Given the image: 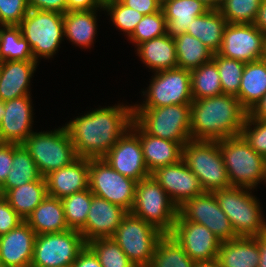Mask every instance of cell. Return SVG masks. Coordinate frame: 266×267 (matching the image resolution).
Instances as JSON below:
<instances>
[{
    "mask_svg": "<svg viewBox=\"0 0 266 267\" xmlns=\"http://www.w3.org/2000/svg\"><path fill=\"white\" fill-rule=\"evenodd\" d=\"M133 215L170 234L178 216V207L166 191L150 175L136 183L132 209Z\"/></svg>",
    "mask_w": 266,
    "mask_h": 267,
    "instance_id": "obj_7",
    "label": "cell"
},
{
    "mask_svg": "<svg viewBox=\"0 0 266 267\" xmlns=\"http://www.w3.org/2000/svg\"><path fill=\"white\" fill-rule=\"evenodd\" d=\"M24 221L6 200L0 204V236L7 234Z\"/></svg>",
    "mask_w": 266,
    "mask_h": 267,
    "instance_id": "obj_46",
    "label": "cell"
},
{
    "mask_svg": "<svg viewBox=\"0 0 266 267\" xmlns=\"http://www.w3.org/2000/svg\"><path fill=\"white\" fill-rule=\"evenodd\" d=\"M193 100L223 94L216 63L211 60L190 71Z\"/></svg>",
    "mask_w": 266,
    "mask_h": 267,
    "instance_id": "obj_36",
    "label": "cell"
},
{
    "mask_svg": "<svg viewBox=\"0 0 266 267\" xmlns=\"http://www.w3.org/2000/svg\"><path fill=\"white\" fill-rule=\"evenodd\" d=\"M71 267H102L98 257L86 245L85 248L78 254L77 259Z\"/></svg>",
    "mask_w": 266,
    "mask_h": 267,
    "instance_id": "obj_50",
    "label": "cell"
},
{
    "mask_svg": "<svg viewBox=\"0 0 266 267\" xmlns=\"http://www.w3.org/2000/svg\"><path fill=\"white\" fill-rule=\"evenodd\" d=\"M87 246L98 257L102 267H136L112 237L93 239Z\"/></svg>",
    "mask_w": 266,
    "mask_h": 267,
    "instance_id": "obj_39",
    "label": "cell"
},
{
    "mask_svg": "<svg viewBox=\"0 0 266 267\" xmlns=\"http://www.w3.org/2000/svg\"><path fill=\"white\" fill-rule=\"evenodd\" d=\"M48 195L45 177L12 188L5 193V200L24 220Z\"/></svg>",
    "mask_w": 266,
    "mask_h": 267,
    "instance_id": "obj_32",
    "label": "cell"
},
{
    "mask_svg": "<svg viewBox=\"0 0 266 267\" xmlns=\"http://www.w3.org/2000/svg\"><path fill=\"white\" fill-rule=\"evenodd\" d=\"M254 189L231 186L213 191L237 236L254 237L266 232V220Z\"/></svg>",
    "mask_w": 266,
    "mask_h": 267,
    "instance_id": "obj_3",
    "label": "cell"
},
{
    "mask_svg": "<svg viewBox=\"0 0 266 267\" xmlns=\"http://www.w3.org/2000/svg\"><path fill=\"white\" fill-rule=\"evenodd\" d=\"M190 104L133 107V120L149 135L185 145L191 140Z\"/></svg>",
    "mask_w": 266,
    "mask_h": 267,
    "instance_id": "obj_5",
    "label": "cell"
},
{
    "mask_svg": "<svg viewBox=\"0 0 266 267\" xmlns=\"http://www.w3.org/2000/svg\"><path fill=\"white\" fill-rule=\"evenodd\" d=\"M139 139L144 161L150 174L160 167L182 160L183 145L179 142L151 136L140 126Z\"/></svg>",
    "mask_w": 266,
    "mask_h": 267,
    "instance_id": "obj_24",
    "label": "cell"
},
{
    "mask_svg": "<svg viewBox=\"0 0 266 267\" xmlns=\"http://www.w3.org/2000/svg\"><path fill=\"white\" fill-rule=\"evenodd\" d=\"M249 114L256 119L266 120V94L263 98L254 106Z\"/></svg>",
    "mask_w": 266,
    "mask_h": 267,
    "instance_id": "obj_52",
    "label": "cell"
},
{
    "mask_svg": "<svg viewBox=\"0 0 266 267\" xmlns=\"http://www.w3.org/2000/svg\"><path fill=\"white\" fill-rule=\"evenodd\" d=\"M174 41L179 68L191 71L212 60L214 53L196 37L183 33Z\"/></svg>",
    "mask_w": 266,
    "mask_h": 267,
    "instance_id": "obj_34",
    "label": "cell"
},
{
    "mask_svg": "<svg viewBox=\"0 0 266 267\" xmlns=\"http://www.w3.org/2000/svg\"><path fill=\"white\" fill-rule=\"evenodd\" d=\"M5 201V192L0 187V204Z\"/></svg>",
    "mask_w": 266,
    "mask_h": 267,
    "instance_id": "obj_58",
    "label": "cell"
},
{
    "mask_svg": "<svg viewBox=\"0 0 266 267\" xmlns=\"http://www.w3.org/2000/svg\"><path fill=\"white\" fill-rule=\"evenodd\" d=\"M114 170L136 182L151 174L144 161L139 125L133 120L127 132L102 157Z\"/></svg>",
    "mask_w": 266,
    "mask_h": 267,
    "instance_id": "obj_15",
    "label": "cell"
},
{
    "mask_svg": "<svg viewBox=\"0 0 266 267\" xmlns=\"http://www.w3.org/2000/svg\"><path fill=\"white\" fill-rule=\"evenodd\" d=\"M227 176L231 186L255 189L266 179V159L256 153L241 136L220 140Z\"/></svg>",
    "mask_w": 266,
    "mask_h": 267,
    "instance_id": "obj_4",
    "label": "cell"
},
{
    "mask_svg": "<svg viewBox=\"0 0 266 267\" xmlns=\"http://www.w3.org/2000/svg\"><path fill=\"white\" fill-rule=\"evenodd\" d=\"M163 235L152 224L128 212L112 238L136 267H147Z\"/></svg>",
    "mask_w": 266,
    "mask_h": 267,
    "instance_id": "obj_10",
    "label": "cell"
},
{
    "mask_svg": "<svg viewBox=\"0 0 266 267\" xmlns=\"http://www.w3.org/2000/svg\"><path fill=\"white\" fill-rule=\"evenodd\" d=\"M48 195L62 199L89 188V158L78 157L70 165L45 176Z\"/></svg>",
    "mask_w": 266,
    "mask_h": 267,
    "instance_id": "obj_22",
    "label": "cell"
},
{
    "mask_svg": "<svg viewBox=\"0 0 266 267\" xmlns=\"http://www.w3.org/2000/svg\"><path fill=\"white\" fill-rule=\"evenodd\" d=\"M195 262L217 259L221 241L206 226L188 220H176L170 233Z\"/></svg>",
    "mask_w": 266,
    "mask_h": 267,
    "instance_id": "obj_17",
    "label": "cell"
},
{
    "mask_svg": "<svg viewBox=\"0 0 266 267\" xmlns=\"http://www.w3.org/2000/svg\"><path fill=\"white\" fill-rule=\"evenodd\" d=\"M127 213L122 207L92 194L86 224L80 231L84 241L112 237Z\"/></svg>",
    "mask_w": 266,
    "mask_h": 267,
    "instance_id": "obj_20",
    "label": "cell"
},
{
    "mask_svg": "<svg viewBox=\"0 0 266 267\" xmlns=\"http://www.w3.org/2000/svg\"><path fill=\"white\" fill-rule=\"evenodd\" d=\"M167 21L162 9L158 12L144 15L128 38L136 46L148 40L166 34Z\"/></svg>",
    "mask_w": 266,
    "mask_h": 267,
    "instance_id": "obj_43",
    "label": "cell"
},
{
    "mask_svg": "<svg viewBox=\"0 0 266 267\" xmlns=\"http://www.w3.org/2000/svg\"><path fill=\"white\" fill-rule=\"evenodd\" d=\"M13 162V143L0 146V186L5 182Z\"/></svg>",
    "mask_w": 266,
    "mask_h": 267,
    "instance_id": "obj_48",
    "label": "cell"
},
{
    "mask_svg": "<svg viewBox=\"0 0 266 267\" xmlns=\"http://www.w3.org/2000/svg\"><path fill=\"white\" fill-rule=\"evenodd\" d=\"M42 177L70 165L78 158L65 126L49 132H33L23 143Z\"/></svg>",
    "mask_w": 266,
    "mask_h": 267,
    "instance_id": "obj_8",
    "label": "cell"
},
{
    "mask_svg": "<svg viewBox=\"0 0 266 267\" xmlns=\"http://www.w3.org/2000/svg\"><path fill=\"white\" fill-rule=\"evenodd\" d=\"M103 11L108 12L114 26L121 30L129 38L136 28V25L143 18V14L139 13L119 0H110L103 5Z\"/></svg>",
    "mask_w": 266,
    "mask_h": 267,
    "instance_id": "obj_42",
    "label": "cell"
},
{
    "mask_svg": "<svg viewBox=\"0 0 266 267\" xmlns=\"http://www.w3.org/2000/svg\"><path fill=\"white\" fill-rule=\"evenodd\" d=\"M133 122L132 105L100 107L65 124L76 155L102 158Z\"/></svg>",
    "mask_w": 266,
    "mask_h": 267,
    "instance_id": "obj_1",
    "label": "cell"
},
{
    "mask_svg": "<svg viewBox=\"0 0 266 267\" xmlns=\"http://www.w3.org/2000/svg\"><path fill=\"white\" fill-rule=\"evenodd\" d=\"M194 267H221L217 259L212 261L196 262Z\"/></svg>",
    "mask_w": 266,
    "mask_h": 267,
    "instance_id": "obj_56",
    "label": "cell"
},
{
    "mask_svg": "<svg viewBox=\"0 0 266 267\" xmlns=\"http://www.w3.org/2000/svg\"><path fill=\"white\" fill-rule=\"evenodd\" d=\"M254 25L266 35V0H263L262 2L257 17L254 21Z\"/></svg>",
    "mask_w": 266,
    "mask_h": 267,
    "instance_id": "obj_53",
    "label": "cell"
},
{
    "mask_svg": "<svg viewBox=\"0 0 266 267\" xmlns=\"http://www.w3.org/2000/svg\"><path fill=\"white\" fill-rule=\"evenodd\" d=\"M3 143H4V142L2 141L1 136H0V146H1Z\"/></svg>",
    "mask_w": 266,
    "mask_h": 267,
    "instance_id": "obj_61",
    "label": "cell"
},
{
    "mask_svg": "<svg viewBox=\"0 0 266 267\" xmlns=\"http://www.w3.org/2000/svg\"><path fill=\"white\" fill-rule=\"evenodd\" d=\"M212 60L217 65L223 94L237 96L246 63L223 57L218 53L213 54Z\"/></svg>",
    "mask_w": 266,
    "mask_h": 267,
    "instance_id": "obj_40",
    "label": "cell"
},
{
    "mask_svg": "<svg viewBox=\"0 0 266 267\" xmlns=\"http://www.w3.org/2000/svg\"><path fill=\"white\" fill-rule=\"evenodd\" d=\"M31 96L5 101L4 118L0 123V136L4 143L23 144L34 132Z\"/></svg>",
    "mask_w": 266,
    "mask_h": 267,
    "instance_id": "obj_19",
    "label": "cell"
},
{
    "mask_svg": "<svg viewBox=\"0 0 266 267\" xmlns=\"http://www.w3.org/2000/svg\"><path fill=\"white\" fill-rule=\"evenodd\" d=\"M257 236H238L221 243L217 260L221 267H259Z\"/></svg>",
    "mask_w": 266,
    "mask_h": 267,
    "instance_id": "obj_26",
    "label": "cell"
},
{
    "mask_svg": "<svg viewBox=\"0 0 266 267\" xmlns=\"http://www.w3.org/2000/svg\"><path fill=\"white\" fill-rule=\"evenodd\" d=\"M176 220H188L206 226L221 242L238 236L227 215L221 210L213 192H204L178 208Z\"/></svg>",
    "mask_w": 266,
    "mask_h": 267,
    "instance_id": "obj_14",
    "label": "cell"
},
{
    "mask_svg": "<svg viewBox=\"0 0 266 267\" xmlns=\"http://www.w3.org/2000/svg\"><path fill=\"white\" fill-rule=\"evenodd\" d=\"M97 10L68 11L63 14L64 36L80 48H90L97 34Z\"/></svg>",
    "mask_w": 266,
    "mask_h": 267,
    "instance_id": "obj_29",
    "label": "cell"
},
{
    "mask_svg": "<svg viewBox=\"0 0 266 267\" xmlns=\"http://www.w3.org/2000/svg\"><path fill=\"white\" fill-rule=\"evenodd\" d=\"M28 11L27 0H0V25L18 26Z\"/></svg>",
    "mask_w": 266,
    "mask_h": 267,
    "instance_id": "obj_45",
    "label": "cell"
},
{
    "mask_svg": "<svg viewBox=\"0 0 266 267\" xmlns=\"http://www.w3.org/2000/svg\"><path fill=\"white\" fill-rule=\"evenodd\" d=\"M145 101L133 107H164L193 102L190 71L173 68L154 73L147 90L142 91Z\"/></svg>",
    "mask_w": 266,
    "mask_h": 267,
    "instance_id": "obj_12",
    "label": "cell"
},
{
    "mask_svg": "<svg viewBox=\"0 0 266 267\" xmlns=\"http://www.w3.org/2000/svg\"><path fill=\"white\" fill-rule=\"evenodd\" d=\"M29 9L40 11L67 12V0H27Z\"/></svg>",
    "mask_w": 266,
    "mask_h": 267,
    "instance_id": "obj_47",
    "label": "cell"
},
{
    "mask_svg": "<svg viewBox=\"0 0 266 267\" xmlns=\"http://www.w3.org/2000/svg\"><path fill=\"white\" fill-rule=\"evenodd\" d=\"M263 0H223L219 9L228 23L254 24Z\"/></svg>",
    "mask_w": 266,
    "mask_h": 267,
    "instance_id": "obj_41",
    "label": "cell"
},
{
    "mask_svg": "<svg viewBox=\"0 0 266 267\" xmlns=\"http://www.w3.org/2000/svg\"><path fill=\"white\" fill-rule=\"evenodd\" d=\"M136 181L114 170L102 158L89 159V189L92 194L130 212Z\"/></svg>",
    "mask_w": 266,
    "mask_h": 267,
    "instance_id": "obj_13",
    "label": "cell"
},
{
    "mask_svg": "<svg viewBox=\"0 0 266 267\" xmlns=\"http://www.w3.org/2000/svg\"><path fill=\"white\" fill-rule=\"evenodd\" d=\"M205 5L209 10H219L223 0H197Z\"/></svg>",
    "mask_w": 266,
    "mask_h": 267,
    "instance_id": "obj_55",
    "label": "cell"
},
{
    "mask_svg": "<svg viewBox=\"0 0 266 267\" xmlns=\"http://www.w3.org/2000/svg\"><path fill=\"white\" fill-rule=\"evenodd\" d=\"M227 24L219 10H209L193 19L187 33L202 41L213 53H217L221 48Z\"/></svg>",
    "mask_w": 266,
    "mask_h": 267,
    "instance_id": "obj_31",
    "label": "cell"
},
{
    "mask_svg": "<svg viewBox=\"0 0 266 267\" xmlns=\"http://www.w3.org/2000/svg\"><path fill=\"white\" fill-rule=\"evenodd\" d=\"M257 244L259 247V267H266V232L257 235Z\"/></svg>",
    "mask_w": 266,
    "mask_h": 267,
    "instance_id": "obj_54",
    "label": "cell"
},
{
    "mask_svg": "<svg viewBox=\"0 0 266 267\" xmlns=\"http://www.w3.org/2000/svg\"><path fill=\"white\" fill-rule=\"evenodd\" d=\"M190 107L191 140L219 141L238 136L248 114L230 94L193 100Z\"/></svg>",
    "mask_w": 266,
    "mask_h": 267,
    "instance_id": "obj_2",
    "label": "cell"
},
{
    "mask_svg": "<svg viewBox=\"0 0 266 267\" xmlns=\"http://www.w3.org/2000/svg\"><path fill=\"white\" fill-rule=\"evenodd\" d=\"M25 222L36 235L68 230L61 199L47 195L26 218Z\"/></svg>",
    "mask_w": 266,
    "mask_h": 267,
    "instance_id": "obj_28",
    "label": "cell"
},
{
    "mask_svg": "<svg viewBox=\"0 0 266 267\" xmlns=\"http://www.w3.org/2000/svg\"><path fill=\"white\" fill-rule=\"evenodd\" d=\"M92 193L89 188L61 199L66 223L71 230L81 231L90 210Z\"/></svg>",
    "mask_w": 266,
    "mask_h": 267,
    "instance_id": "obj_38",
    "label": "cell"
},
{
    "mask_svg": "<svg viewBox=\"0 0 266 267\" xmlns=\"http://www.w3.org/2000/svg\"><path fill=\"white\" fill-rule=\"evenodd\" d=\"M16 60H34L28 41L19 26H0V61Z\"/></svg>",
    "mask_w": 266,
    "mask_h": 267,
    "instance_id": "obj_37",
    "label": "cell"
},
{
    "mask_svg": "<svg viewBox=\"0 0 266 267\" xmlns=\"http://www.w3.org/2000/svg\"><path fill=\"white\" fill-rule=\"evenodd\" d=\"M182 160L197 175L204 192L231 187L220 140H189L182 147Z\"/></svg>",
    "mask_w": 266,
    "mask_h": 267,
    "instance_id": "obj_6",
    "label": "cell"
},
{
    "mask_svg": "<svg viewBox=\"0 0 266 267\" xmlns=\"http://www.w3.org/2000/svg\"><path fill=\"white\" fill-rule=\"evenodd\" d=\"M103 5L108 3L110 0H99Z\"/></svg>",
    "mask_w": 266,
    "mask_h": 267,
    "instance_id": "obj_60",
    "label": "cell"
},
{
    "mask_svg": "<svg viewBox=\"0 0 266 267\" xmlns=\"http://www.w3.org/2000/svg\"><path fill=\"white\" fill-rule=\"evenodd\" d=\"M151 175L178 208L187 200L204 193L197 175L187 167L183 160L160 167Z\"/></svg>",
    "mask_w": 266,
    "mask_h": 267,
    "instance_id": "obj_18",
    "label": "cell"
},
{
    "mask_svg": "<svg viewBox=\"0 0 266 267\" xmlns=\"http://www.w3.org/2000/svg\"><path fill=\"white\" fill-rule=\"evenodd\" d=\"M240 135L256 153L266 159V120L253 118L248 113Z\"/></svg>",
    "mask_w": 266,
    "mask_h": 267,
    "instance_id": "obj_44",
    "label": "cell"
},
{
    "mask_svg": "<svg viewBox=\"0 0 266 267\" xmlns=\"http://www.w3.org/2000/svg\"><path fill=\"white\" fill-rule=\"evenodd\" d=\"M262 59L266 62V39H265L264 54H263Z\"/></svg>",
    "mask_w": 266,
    "mask_h": 267,
    "instance_id": "obj_59",
    "label": "cell"
},
{
    "mask_svg": "<svg viewBox=\"0 0 266 267\" xmlns=\"http://www.w3.org/2000/svg\"><path fill=\"white\" fill-rule=\"evenodd\" d=\"M195 263L174 237L164 234L157 242L147 267H194Z\"/></svg>",
    "mask_w": 266,
    "mask_h": 267,
    "instance_id": "obj_35",
    "label": "cell"
},
{
    "mask_svg": "<svg viewBox=\"0 0 266 267\" xmlns=\"http://www.w3.org/2000/svg\"><path fill=\"white\" fill-rule=\"evenodd\" d=\"M161 9L167 21L166 34L171 38L187 33L193 19L209 11L197 0H163Z\"/></svg>",
    "mask_w": 266,
    "mask_h": 267,
    "instance_id": "obj_25",
    "label": "cell"
},
{
    "mask_svg": "<svg viewBox=\"0 0 266 267\" xmlns=\"http://www.w3.org/2000/svg\"><path fill=\"white\" fill-rule=\"evenodd\" d=\"M266 35L254 24L228 23L219 55L249 63L262 59Z\"/></svg>",
    "mask_w": 266,
    "mask_h": 267,
    "instance_id": "obj_16",
    "label": "cell"
},
{
    "mask_svg": "<svg viewBox=\"0 0 266 267\" xmlns=\"http://www.w3.org/2000/svg\"><path fill=\"white\" fill-rule=\"evenodd\" d=\"M4 109H5V101L0 100V123L4 118V115H3Z\"/></svg>",
    "mask_w": 266,
    "mask_h": 267,
    "instance_id": "obj_57",
    "label": "cell"
},
{
    "mask_svg": "<svg viewBox=\"0 0 266 267\" xmlns=\"http://www.w3.org/2000/svg\"><path fill=\"white\" fill-rule=\"evenodd\" d=\"M41 177L37 165L29 151L23 144L13 143L12 167L5 182L0 186L1 189L6 193L12 188L37 181Z\"/></svg>",
    "mask_w": 266,
    "mask_h": 267,
    "instance_id": "obj_33",
    "label": "cell"
},
{
    "mask_svg": "<svg viewBox=\"0 0 266 267\" xmlns=\"http://www.w3.org/2000/svg\"><path fill=\"white\" fill-rule=\"evenodd\" d=\"M18 26L37 62L39 57H53L64 40L63 14L59 12L29 9Z\"/></svg>",
    "mask_w": 266,
    "mask_h": 267,
    "instance_id": "obj_9",
    "label": "cell"
},
{
    "mask_svg": "<svg viewBox=\"0 0 266 267\" xmlns=\"http://www.w3.org/2000/svg\"><path fill=\"white\" fill-rule=\"evenodd\" d=\"M266 94V62L263 59L245 64L238 95L241 106L249 113Z\"/></svg>",
    "mask_w": 266,
    "mask_h": 267,
    "instance_id": "obj_30",
    "label": "cell"
},
{
    "mask_svg": "<svg viewBox=\"0 0 266 267\" xmlns=\"http://www.w3.org/2000/svg\"><path fill=\"white\" fill-rule=\"evenodd\" d=\"M93 9L103 10V4L99 0H67V12L89 11Z\"/></svg>",
    "mask_w": 266,
    "mask_h": 267,
    "instance_id": "obj_51",
    "label": "cell"
},
{
    "mask_svg": "<svg viewBox=\"0 0 266 267\" xmlns=\"http://www.w3.org/2000/svg\"><path fill=\"white\" fill-rule=\"evenodd\" d=\"M37 66L35 60L0 61V100L31 96L30 82Z\"/></svg>",
    "mask_w": 266,
    "mask_h": 267,
    "instance_id": "obj_23",
    "label": "cell"
},
{
    "mask_svg": "<svg viewBox=\"0 0 266 267\" xmlns=\"http://www.w3.org/2000/svg\"><path fill=\"white\" fill-rule=\"evenodd\" d=\"M35 231L24 221L0 236V266L30 267L33 259Z\"/></svg>",
    "mask_w": 266,
    "mask_h": 267,
    "instance_id": "obj_21",
    "label": "cell"
},
{
    "mask_svg": "<svg viewBox=\"0 0 266 267\" xmlns=\"http://www.w3.org/2000/svg\"><path fill=\"white\" fill-rule=\"evenodd\" d=\"M86 245L76 230L36 235L30 267H71Z\"/></svg>",
    "mask_w": 266,
    "mask_h": 267,
    "instance_id": "obj_11",
    "label": "cell"
},
{
    "mask_svg": "<svg viewBox=\"0 0 266 267\" xmlns=\"http://www.w3.org/2000/svg\"><path fill=\"white\" fill-rule=\"evenodd\" d=\"M124 5L137 10L143 15L152 14L161 10L162 4L158 0H119Z\"/></svg>",
    "mask_w": 266,
    "mask_h": 267,
    "instance_id": "obj_49",
    "label": "cell"
},
{
    "mask_svg": "<svg viewBox=\"0 0 266 267\" xmlns=\"http://www.w3.org/2000/svg\"><path fill=\"white\" fill-rule=\"evenodd\" d=\"M136 48L141 61L152 72L178 67L175 41L167 34L145 41Z\"/></svg>",
    "mask_w": 266,
    "mask_h": 267,
    "instance_id": "obj_27",
    "label": "cell"
}]
</instances>
